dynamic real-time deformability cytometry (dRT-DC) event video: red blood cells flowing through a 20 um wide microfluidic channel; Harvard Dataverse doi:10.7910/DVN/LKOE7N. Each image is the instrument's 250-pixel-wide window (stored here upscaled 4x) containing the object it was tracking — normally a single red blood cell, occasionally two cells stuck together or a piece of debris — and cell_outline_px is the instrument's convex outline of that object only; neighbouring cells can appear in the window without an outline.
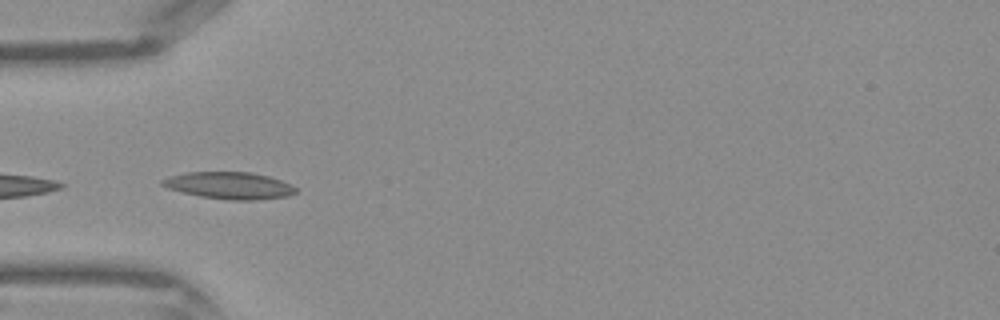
{"species": "Egyptian fruit bat (a non-hibernating species)", "species_latin": "Rousettus aegyptiacus", "temperature_condition": "warm", "stored_images_in_passage": 22, "camera_frame_rate_fps": 3000, "um_per_image_px": 0.085, "frame": {"image": 1, "passage_image": 1, "time_ms": 0.0, "image_size_px": [1000, 320], "cell_outline_px": [[296, 192], [288, 196], [256, 200], [232, 200], [200, 196], [168, 188], [160, 184], [160, 180], [168, 176], [188, 172], [252, 172], [268, 176], [292, 184], [296, 188]], "centroid_in_image_um": [19.5, 15.76], "position_along_channel_um": 65.5, "area_um2": 20.92}}